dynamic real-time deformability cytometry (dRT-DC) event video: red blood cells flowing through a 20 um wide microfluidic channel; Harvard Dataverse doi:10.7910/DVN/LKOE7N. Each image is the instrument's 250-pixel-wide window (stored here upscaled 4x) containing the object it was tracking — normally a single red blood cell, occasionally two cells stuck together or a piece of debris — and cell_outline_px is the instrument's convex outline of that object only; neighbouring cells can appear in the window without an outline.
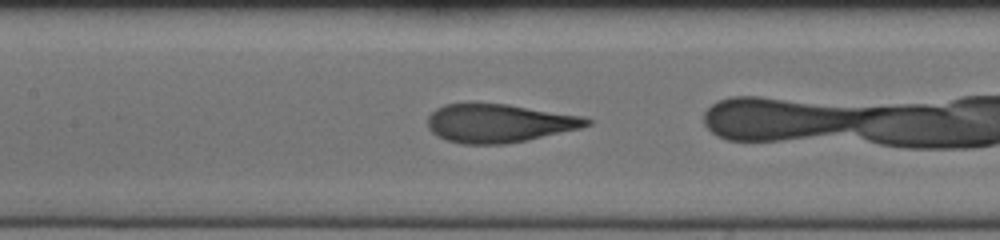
{"species": "human", "species_latin": "Homo sapiens", "temperature_condition": "cold", "stored_images_in_passage": 34, "camera_frame_rate_fps": 3000, "um_per_image_px": 0.085, "donor": {"sex": "female"}, "frame": {"image": 1, "passage_image": 17, "time_ms": 5.333, "image_size_px": [1000, 240], "cell_outline_px": [[592, 124], [580, 128], [528, 140], [504, 144], [464, 144], [444, 140], [436, 136], [428, 128], [428, 116], [436, 108], [444, 104], [508, 104], [584, 116], [592, 120]], "centroid_in_image_um": [42.42, 10.48], "position_along_channel_um": 165.0, "area_um2": 35.72}}
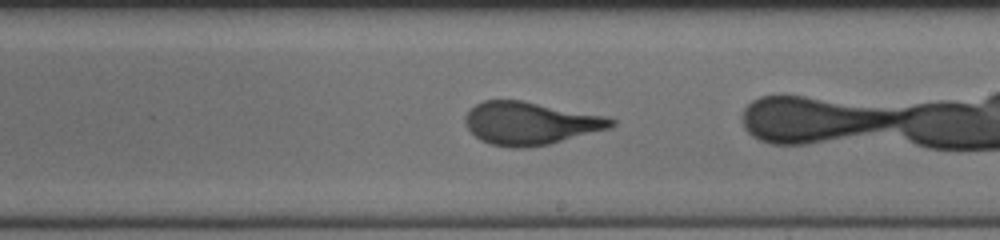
{"frame": {"image": 2, "passage_image": 23, "time_ms": 7.333, "image_size_px": [1000, 240], "cell_outline_px": [[616, 124], [612, 128], [548, 144], [524, 148], [512, 148], [488, 144], [480, 140], [468, 128], [464, 120], [464, 116], [476, 104], [484, 100], [524, 100], [608, 116], [616, 120]], "centroid_in_image_um": [45.11, 10.47], "position_along_channel_um": 243.9, "area_um2": 36.7}}
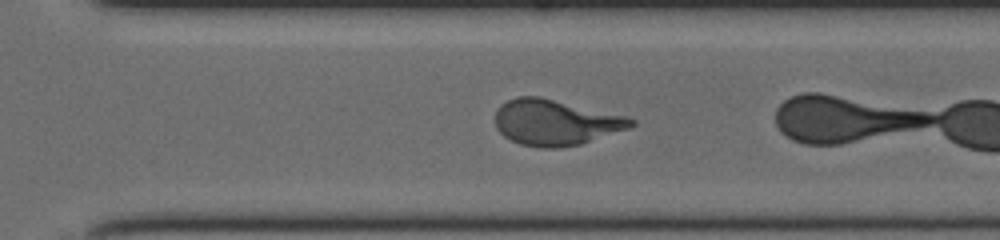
{"frame": {"image": 3, "passage_image": 29, "time_ms": 9.333, "image_size_px": [1000, 240], "cell_outline_px": [[636, 124], [632, 128], [580, 144], [556, 148], [540, 148], [520, 144], [504, 136], [496, 128], [496, 108], [500, 104], [516, 96], [540, 96], [628, 116], [636, 120]], "centroid_in_image_um": [47.25, 10.4], "position_along_channel_um": 323.4, "area_um2": 36.59}}